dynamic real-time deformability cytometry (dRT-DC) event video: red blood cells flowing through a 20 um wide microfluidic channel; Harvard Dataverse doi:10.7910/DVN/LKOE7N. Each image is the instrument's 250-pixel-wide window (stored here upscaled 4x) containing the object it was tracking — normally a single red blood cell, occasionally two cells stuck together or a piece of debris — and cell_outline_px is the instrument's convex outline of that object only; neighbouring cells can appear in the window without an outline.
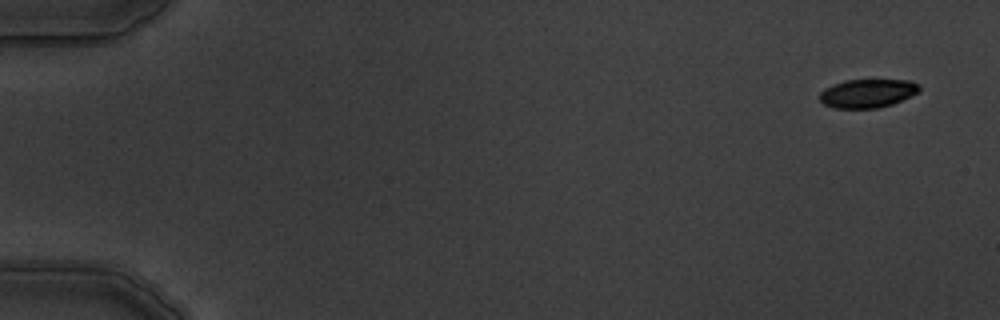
{"species": "common noctule bat (a hibernating species)", "species_latin": "Nyctalus noctula", "temperature_condition": "warm", "stored_images_in_passage": 5, "camera_frame_rate_fps": 3000, "um_per_image_px": 0.085, "animal": {"sex": "male", "body_mass_g": 19.5, "forearm_length_mm": 54.6}, "frame": {"image": 1, "passage_image": 1, "time_ms": 0.0, "image_size_px": [1000, 320], "cell_outline_px": [[920, 92], [892, 104], [876, 108], [836, 108], [824, 104], [820, 100], [820, 92], [824, 88], [832, 84], [844, 80], [912, 80], [920, 84]], "centroid_in_image_um": [73.76, 7.92], "position_along_channel_um": 11.2, "area_um2": 16.7}}